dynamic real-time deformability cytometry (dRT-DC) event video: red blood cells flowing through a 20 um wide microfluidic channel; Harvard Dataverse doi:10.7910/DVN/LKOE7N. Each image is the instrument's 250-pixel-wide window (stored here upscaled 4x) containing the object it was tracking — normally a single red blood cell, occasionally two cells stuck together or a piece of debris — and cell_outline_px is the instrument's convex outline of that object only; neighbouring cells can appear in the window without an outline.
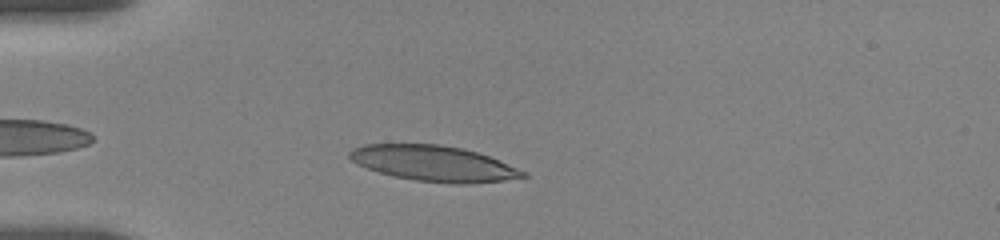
{"species": "human", "species_latin": "Homo sapiens", "temperature_condition": "room temperature", "stored_images_in_passage": 64, "camera_frame_rate_fps": 3000, "um_per_image_px": 0.085, "donor": {"sex": "female"}, "frame": {"image": 1, "passage_image": 8, "time_ms": 1.333, "image_size_px": [1000, 240], "cell_outline_px": [[528, 176], [504, 180], [464, 184], [452, 184], [416, 180], [392, 176], [356, 164], [348, 156], [348, 152], [352, 148], [364, 144], [440, 144], [464, 148], [488, 156], [528, 172]], "centroid_in_image_um": [36.85, 13.88], "position_along_channel_um": 48.2, "area_um2": 35.95}}
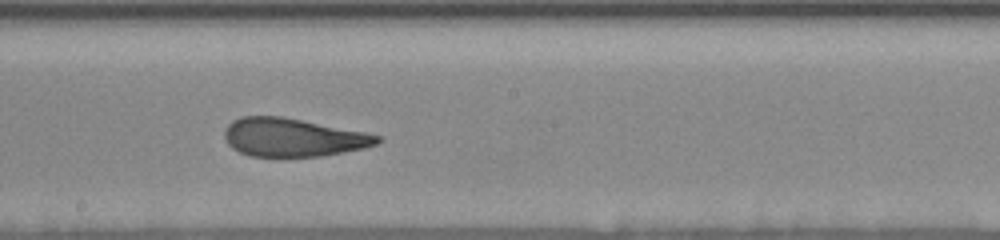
{"frame": {"image": 2, "passage_image": 39, "time_ms": 6.667, "image_size_px": [1000, 240], "cell_outline_px": [[384, 140], [376, 144], [364, 148], [320, 156], [248, 156], [232, 148], [228, 144], [224, 136], [224, 128], [232, 120], [240, 116], [280, 116], [368, 132], [380, 136]], "centroid_in_image_um": [24.89, 11.67], "position_along_channel_um": 223.3, "area_um2": 34.22}}
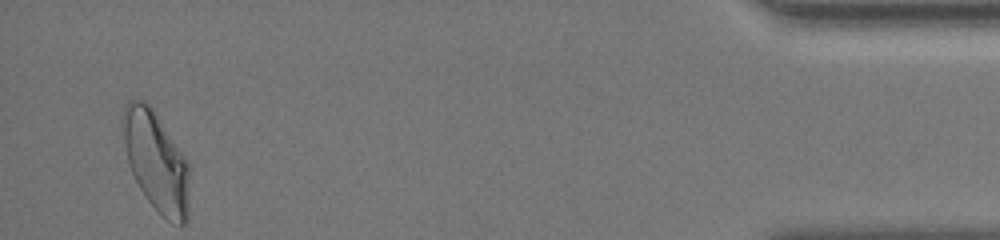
{"frame": {"image": 3, "passage_image": 64, "time_ms": 14.0, "image_size_px": [1000, 240], "cell_outline_px": [[188, 220], [184, 224], [172, 224], [148, 200], [140, 188], [128, 164], [124, 144], [120, 120], [120, 116], [124, 104], [128, 100], [144, 100], [152, 108], [188, 160]], "centroid_in_image_um": [13.24, 13.67], "position_along_channel_um": 422.0, "area_um2": 38.78}, "authors_computed_cell_mechanics": {"area_um2": 34.8534, "velocity_mm_per_s": 3.665, "shape_relaxation_time_tau1_ms": 6.3135, "shape_relaxation_time_tau2_ms": 1.5, "deformation_change_tau1": 0.2076, "deformation_change_tau2": 0.105}}